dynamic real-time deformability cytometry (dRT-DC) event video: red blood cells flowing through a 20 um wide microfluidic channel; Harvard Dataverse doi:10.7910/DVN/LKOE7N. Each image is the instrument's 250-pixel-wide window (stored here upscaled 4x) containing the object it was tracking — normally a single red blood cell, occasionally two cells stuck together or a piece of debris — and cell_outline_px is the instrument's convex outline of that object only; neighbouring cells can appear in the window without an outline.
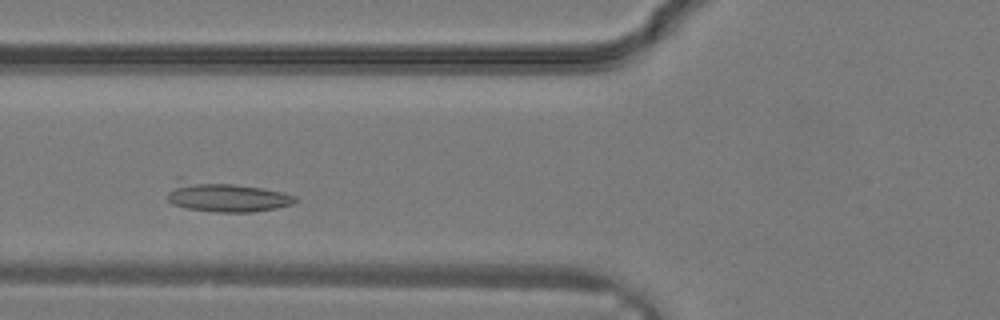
{"species": "common noctule bat (a hibernating species)", "species_latin": "Nyctalus noctula", "temperature_condition": "warm", "stored_images_in_passage": 26, "camera_frame_rate_fps": 3000, "um_per_image_px": 0.085, "animal": {"sex": "male", "body_mass_g": 19.2, "forearm_length_mm": 51.8}, "frame": {"image": 1, "passage_image": 6, "time_ms": 1.667, "image_size_px": [1000, 320], "cell_outline_px": [[300, 200], [292, 204], [276, 208], [252, 212], [216, 212], [184, 208], [172, 204], [168, 200], [168, 192], [176, 176], [180, 176], [260, 188], [280, 192], [296, 196]], "centroid_in_image_um": [19.1, 16.7], "position_along_channel_um": 106.7, "area_um2": 22.77}}
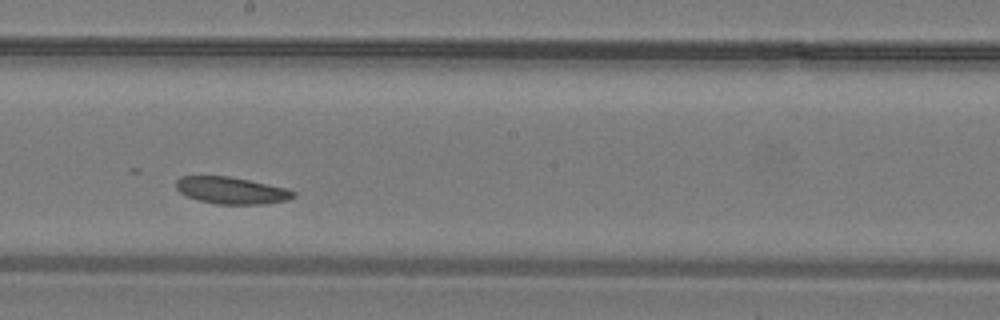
{"frame": {"image": 2, "passage_image": 12, "time_ms": 3.667, "image_size_px": [1000, 320], "cell_outline_px": [[296, 196], [288, 200], [260, 204], [216, 204], [200, 200], [188, 196], [180, 192], [176, 188], [176, 180], [180, 176], [228, 176], [288, 188], [296, 192]], "centroid_in_image_um": [19.69, 16.18], "position_along_channel_um": 228.5, "area_um2": 18.32}}
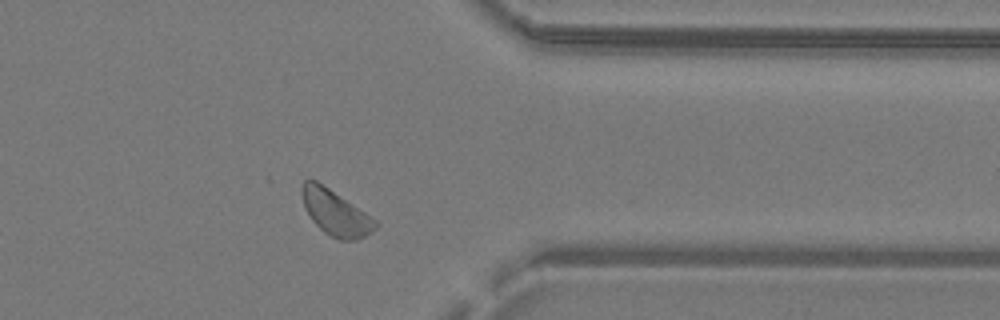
{"frame": {"image": 3, "passage_image": 20, "time_ms": 6.333, "image_size_px": [1000, 320], "cell_outline_px": [[380, 224], [372, 232], [356, 240], [340, 240], [324, 232], [312, 220], [304, 208], [300, 192], [300, 188], [304, 180], [316, 180], [376, 220]], "centroid_in_image_um": [28.49, 18.08], "position_along_channel_um": 382.9, "area_um2": 19.19}}